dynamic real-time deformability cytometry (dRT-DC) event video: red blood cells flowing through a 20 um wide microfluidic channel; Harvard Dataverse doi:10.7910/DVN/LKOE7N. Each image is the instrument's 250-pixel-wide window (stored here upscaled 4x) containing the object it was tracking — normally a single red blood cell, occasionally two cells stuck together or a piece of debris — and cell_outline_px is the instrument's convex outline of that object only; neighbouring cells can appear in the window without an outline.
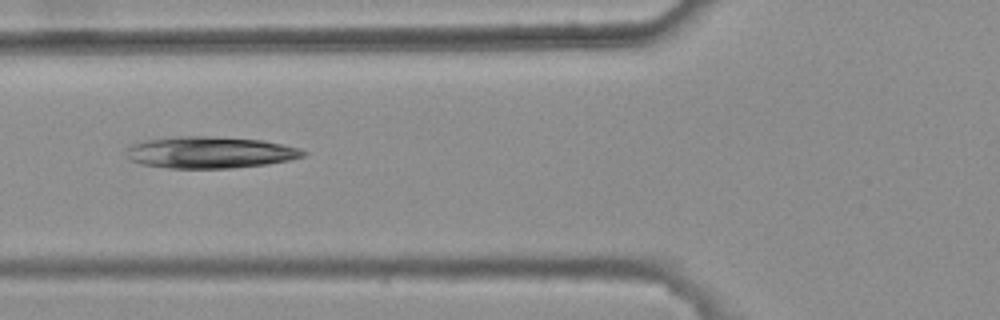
{"species": "common noctule bat (a hibernating species)", "species_latin": "Nyctalus noctula", "temperature_condition": "warm", "stored_images_in_passage": 2, "camera_frame_rate_fps": 3000, "um_per_image_px": 0.085, "animal": {"sex": "female", "body_mass_g": 25.1}, "frame": {"image": 1, "passage_image": 2, "time_ms": 0.333, "image_size_px": [1000, 320], "cell_outline_px": [[308, 152], [304, 156], [288, 160], [268, 164], [232, 168], [168, 168], [144, 164], [132, 160], [128, 156], [128, 148], [132, 144], [144, 140], [180, 136], [212, 136], [264, 140], [300, 148]], "centroid_in_image_um": [17.9, 12.95], "position_along_channel_um": 107.9, "area_um2": 32.54}}